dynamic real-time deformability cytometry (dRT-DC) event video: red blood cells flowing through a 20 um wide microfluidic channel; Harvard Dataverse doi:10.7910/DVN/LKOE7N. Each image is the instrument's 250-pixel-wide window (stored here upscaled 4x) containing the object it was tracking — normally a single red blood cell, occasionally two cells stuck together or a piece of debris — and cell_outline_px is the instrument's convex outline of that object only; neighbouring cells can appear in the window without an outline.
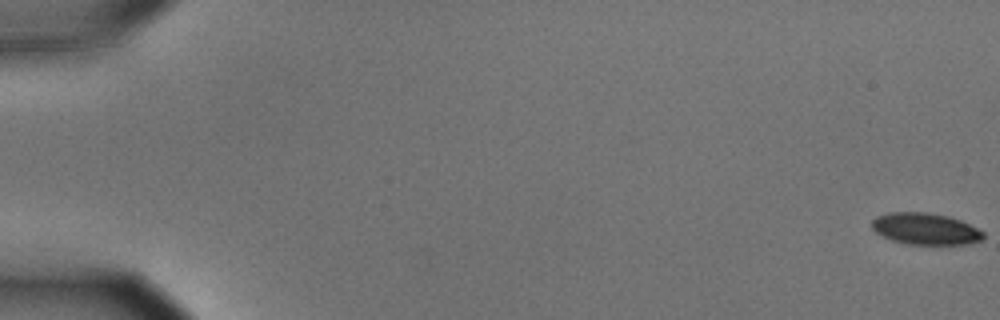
{"species": "common noctule bat (a hibernating species)", "species_latin": "Nyctalus noctula", "temperature_condition": "cold", "stored_images_in_passage": 52, "camera_frame_rate_fps": 3000, "um_per_image_px": 0.085, "animal": {"sex": "male", "body_mass_g": 15.6}, "frame": {"image": 1, "passage_image": 1, "time_ms": 0.0, "image_size_px": [1000, 320], "cell_outline_px": [[984, 240], [964, 244], [904, 244], [892, 240], [876, 232], [872, 228], [872, 220], [876, 216], [888, 212], [928, 212], [948, 216], [960, 220], [984, 232]], "centroid_in_image_um": [78.65, 19.44], "position_along_channel_um": 6.4, "area_um2": 20.52}}
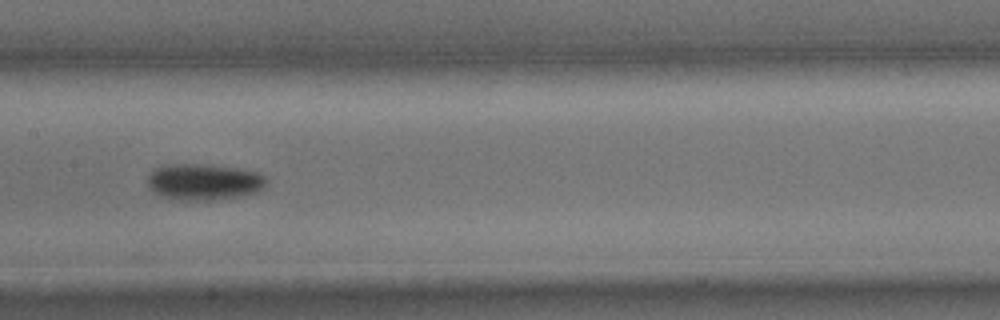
{"frame": {"image": 2, "passage_image": 30, "time_ms": 9.667, "image_size_px": [1000, 320], "cell_outline_px": [[264, 188], [256, 192], [240, 196], [208, 200], [168, 200], [160, 196], [148, 188], [148, 172], [156, 168], [168, 164], [208, 164], [236, 168], [256, 172], [264, 176]], "centroid_in_image_um": [17.25, 15.46], "position_along_channel_um": 190.2, "area_um2": 25.26}}
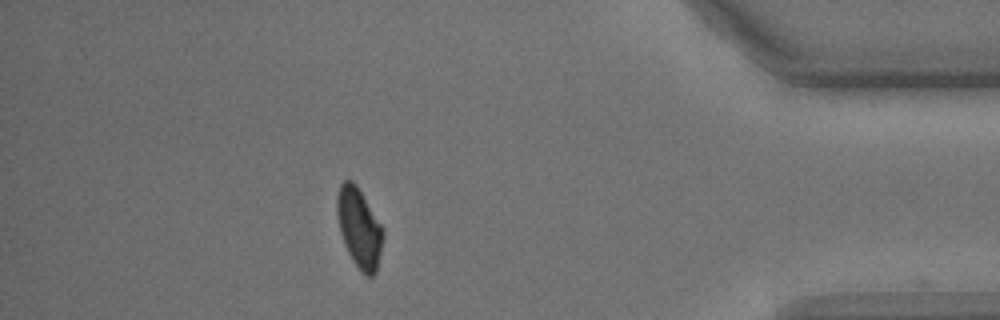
{"frame": {"image": 3, "passage_image": 51, "time_ms": 16.667, "image_size_px": [1000, 320], "cell_outline_px": [[384, 236], [376, 272], [372, 276], [364, 276], [360, 272], [352, 260], [344, 244], [340, 232], [336, 212], [336, 196], [340, 184], [344, 180], [352, 180], [356, 184], [384, 228]], "centroid_in_image_um": [30.53, 19.37], "position_along_channel_um": 404.7, "area_um2": 21.62}}